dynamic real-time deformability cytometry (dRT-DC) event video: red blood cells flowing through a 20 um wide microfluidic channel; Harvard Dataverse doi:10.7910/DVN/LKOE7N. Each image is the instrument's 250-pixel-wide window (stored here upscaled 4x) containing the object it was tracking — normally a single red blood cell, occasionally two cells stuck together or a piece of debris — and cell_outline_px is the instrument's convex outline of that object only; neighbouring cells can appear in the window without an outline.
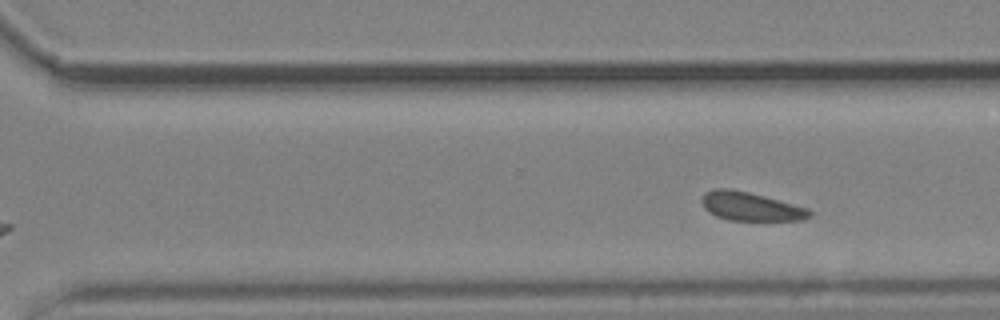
{"species": "common noctule bat (a hibernating species)", "species_latin": "Nyctalus noctula", "temperature_condition": "cold", "stored_images_in_passage": 9, "segment_of_instrument_passage": [2, 2], "camera_frame_rate_fps": 3000, "um_per_image_px": 0.085, "animal": {"sex": "male", "body_mass_g": 19.2, "forearm_length_mm": 51.8}, "frame": {"image": 1, "passage_image": 9, "time_ms": 9.667, "image_size_px": [1000, 320], "cell_outline_px": [[812, 216], [800, 220], [728, 220], [716, 216], [708, 212], [704, 208], [700, 200], [704, 192], [716, 188], [728, 188], [748, 192], [764, 196], [808, 208], [812, 212]], "centroid_in_image_um": [63.76, 17.55], "position_along_channel_um": 306.8, "area_um2": 17.98}}